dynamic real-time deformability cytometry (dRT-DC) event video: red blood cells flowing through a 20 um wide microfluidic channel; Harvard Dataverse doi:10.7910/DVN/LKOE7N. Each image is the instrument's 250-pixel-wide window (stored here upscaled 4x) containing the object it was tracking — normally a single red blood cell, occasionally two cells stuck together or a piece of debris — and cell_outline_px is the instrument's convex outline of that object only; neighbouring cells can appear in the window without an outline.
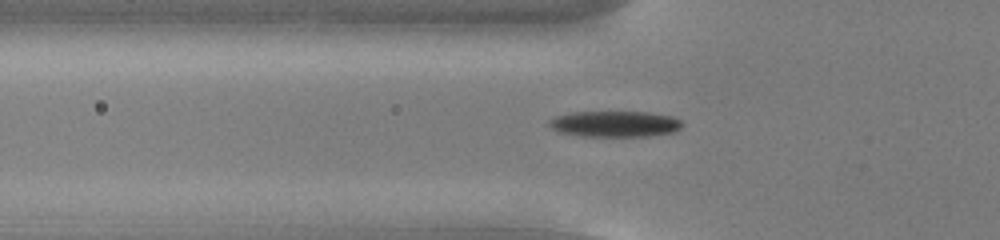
{"species": "common noctule bat (a hibernating species)", "species_latin": "Nyctalus noctula", "temperature_condition": "cold", "stored_images_in_passage": 45, "camera_frame_rate_fps": 3000, "um_per_image_px": 0.085, "animal": {"sex": "male", "body_mass_g": 13.0, "forearm_length_mm": 53.1}, "frame": {"image": 1, "passage_image": 9, "time_ms": 2.667, "image_size_px": [1000, 240], "cell_outline_px": [[684, 124], [676, 132], [648, 136], [580, 136], [560, 132], [552, 128], [548, 124], [548, 120], [556, 116], [576, 112], [648, 112], [672, 116], [680, 120]], "centroid_in_image_um": [52.3, 10.54], "position_along_channel_um": 73.5, "area_um2": 20.17}}
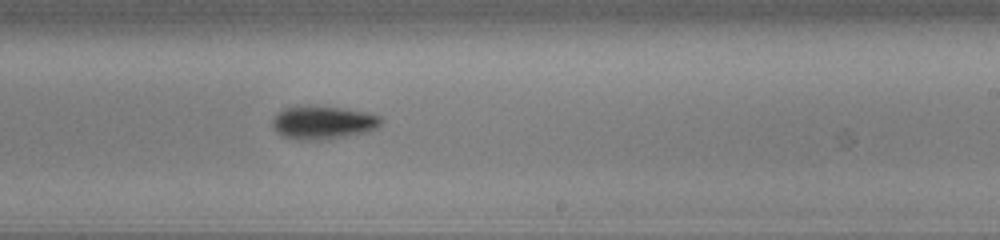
{"frame": {"image": 2, "passage_image": 24, "time_ms": 7.667, "image_size_px": [1000, 240], "cell_outline_px": [[384, 120], [376, 128], [368, 132], [328, 140], [296, 140], [280, 136], [272, 128], [272, 120], [284, 108], [340, 108], [364, 112], [380, 116]], "centroid_in_image_um": [27.47, 10.48], "position_along_channel_um": 261.5, "area_um2": 20.69}}
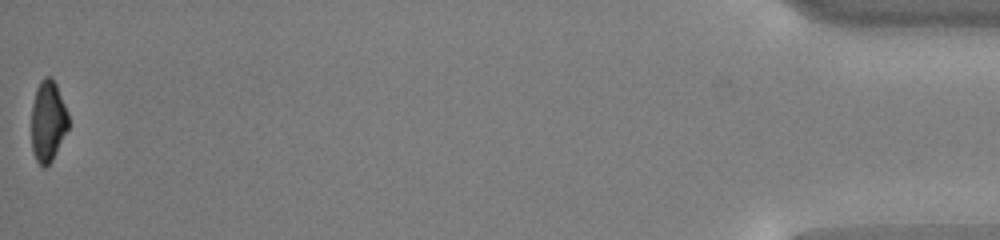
{"frame": {"image": 3, "passage_image": 45, "time_ms": 14.667, "image_size_px": [1000, 240], "cell_outline_px": [[68, 128], [52, 160], [44, 168], [36, 160], [32, 152], [32, 104], [36, 88], [40, 80], [44, 76], [52, 76], [56, 84], [68, 112]], "centroid_in_image_um": [4.07, 10.26], "position_along_channel_um": 431.1, "area_um2": 17.46}, "authors_computed_cell_mechanics": {"area_um2": 19.5364, "velocity_mm_per_s": 3.7669, "shape_relaxation_time_tau1_ms": 2.1578, "shape_relaxation_time_tau2_ms": null, "deformation_change_tau1": 0.1076, "deformation_change_tau2": null}}